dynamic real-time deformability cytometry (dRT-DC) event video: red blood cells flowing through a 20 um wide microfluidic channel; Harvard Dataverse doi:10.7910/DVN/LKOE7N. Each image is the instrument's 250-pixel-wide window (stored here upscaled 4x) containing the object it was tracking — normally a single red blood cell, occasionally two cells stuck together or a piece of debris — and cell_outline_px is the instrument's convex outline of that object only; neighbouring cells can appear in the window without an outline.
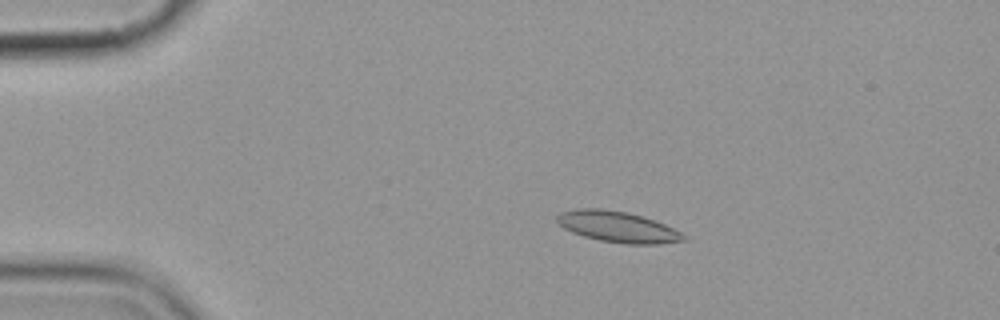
{"species": "common noctule bat (a hibernating species)", "species_latin": "Nyctalus noctula", "temperature_condition": "cold", "stored_images_in_passage": 8, "camera_frame_rate_fps": 3000, "um_per_image_px": 0.085, "animal": {"sex": "female", "body_mass_g": 19.9}, "frame": {"image": 1, "passage_image": 3, "time_ms": 2.333, "image_size_px": [1000, 320], "cell_outline_px": [[688, 240], [656, 244], [628, 244], [600, 240], [584, 236], [572, 232], [564, 228], [556, 220], [556, 216], [560, 212], [576, 208], [600, 208], [628, 212], [644, 216], [656, 220], [688, 236]], "centroid_in_image_um": [52.52, 19.27], "position_along_channel_um": 32.5, "area_um2": 22.95}}
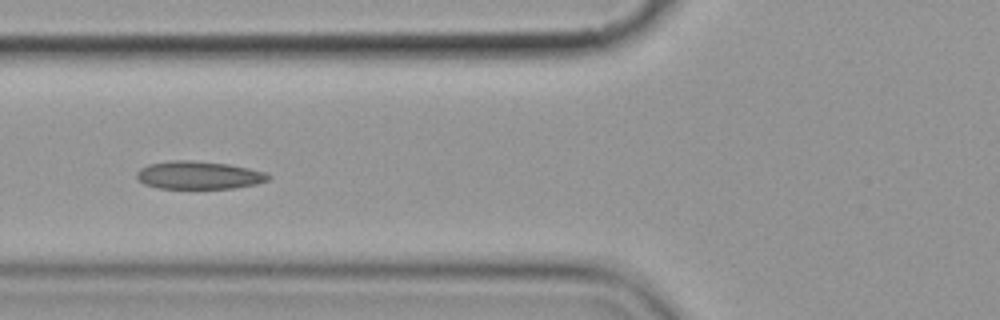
{"frame": {"image": 2, "passage_image": 6, "time_ms": 6.0, "image_size_px": [1000, 320], "cell_outline_px": [[272, 176], [268, 180], [256, 184], [232, 188], [156, 188], [144, 184], [136, 176], [136, 172], [140, 168], [148, 164], [168, 160], [192, 160], [228, 164], [248, 168], [264, 172]], "centroid_in_image_um": [16.86, 14.88], "position_along_channel_um": 108.9, "area_um2": 21.44}}
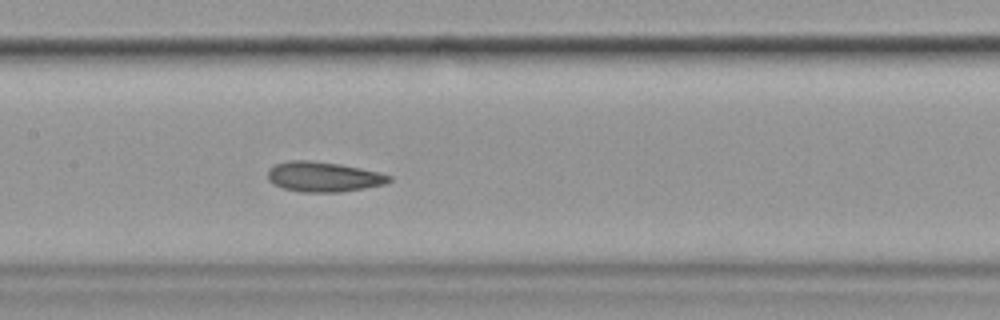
{"frame": {"image": 3, "passage_image": 8, "time_ms": 8.0, "image_size_px": [1000, 320], "cell_outline_px": [[392, 180], [384, 184], [364, 188], [340, 192], [300, 192], [284, 188], [272, 184], [268, 180], [268, 168], [276, 164], [288, 160], [308, 160], [340, 164], [380, 172], [392, 176]], "centroid_in_image_um": [27.48, 15.02], "position_along_channel_um": 179.9, "area_um2": 21.33}}